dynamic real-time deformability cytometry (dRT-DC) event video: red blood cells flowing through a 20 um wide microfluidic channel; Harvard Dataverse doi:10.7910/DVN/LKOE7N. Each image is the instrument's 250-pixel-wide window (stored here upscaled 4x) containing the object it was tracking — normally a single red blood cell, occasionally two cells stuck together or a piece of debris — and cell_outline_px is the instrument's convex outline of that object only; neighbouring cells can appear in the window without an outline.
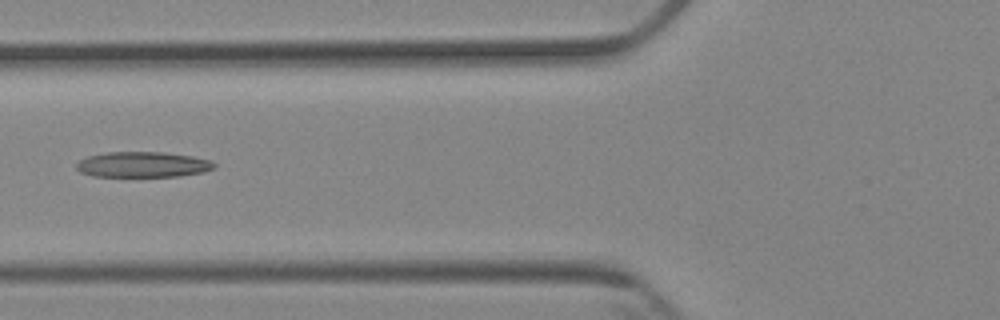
{"species": "Egyptian fruit bat (a non-hibernating species)", "species_latin": "Rousettus aegyptiacus", "temperature_condition": "cold", "stored_images_in_passage": 6, "camera_frame_rate_fps": 3000, "um_per_image_px": 0.085, "animal": {"sex": "female"}, "frame": {"image": 1, "passage_image": 6, "time_ms": 5.667, "image_size_px": [1000, 320], "cell_outline_px": [[216, 168], [204, 172], [180, 176], [92, 176], [80, 172], [76, 168], [76, 164], [80, 160], [88, 156], [108, 152], [164, 152], [192, 156], [212, 160], [216, 164]], "centroid_in_image_um": [12.18, 13.98], "position_along_channel_um": 113.6, "area_um2": 20.58}}